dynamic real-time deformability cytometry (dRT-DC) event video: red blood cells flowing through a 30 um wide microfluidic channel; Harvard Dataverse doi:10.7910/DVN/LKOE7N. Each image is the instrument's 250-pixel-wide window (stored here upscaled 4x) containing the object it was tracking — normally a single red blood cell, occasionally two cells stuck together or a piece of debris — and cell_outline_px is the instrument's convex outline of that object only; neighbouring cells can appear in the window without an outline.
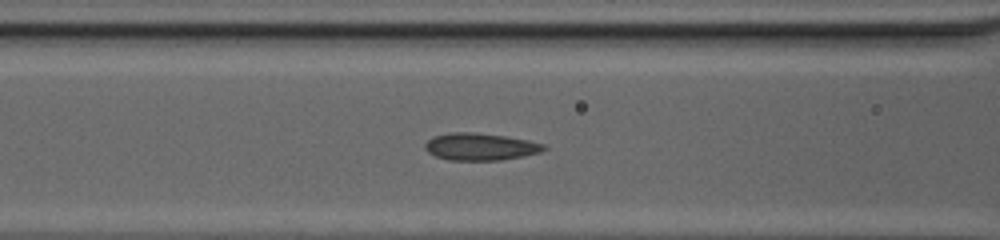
{"species": "common noctule bat (a hibernating species)", "species_latin": "Nyctalus noctula", "temperature_condition": "cold", "stored_images_in_passage": 17, "camera_frame_rate_fps": 3000, "um_per_image_px": 0.085, "animal": {"sex": "female", "body_mass_g": 20.0, "forearm_length_mm": 54.0}, "frame": {"image": 1, "passage_image": 12, "time_ms": 3.667, "image_size_px": [1000, 240], "cell_outline_px": [[548, 148], [540, 152], [524, 156], [500, 160], [448, 160], [436, 156], [428, 152], [424, 148], [424, 144], [432, 136], [448, 132], [472, 132], [504, 136], [528, 140], [544, 144]], "centroid_in_image_um": [40.8, 12.46], "position_along_channel_um": 125.8, "area_um2": 18.9}}
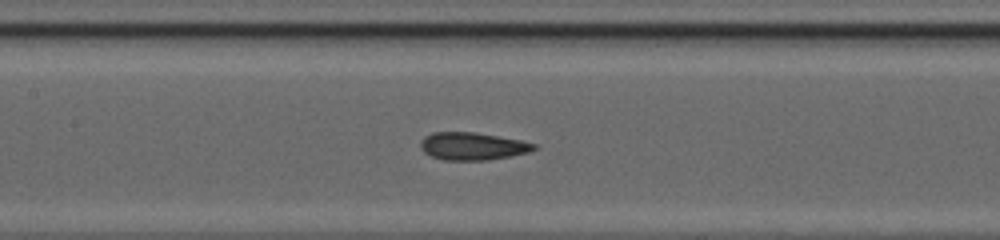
{"frame": {"image": 2, "passage_image": 15, "time_ms": 4.667, "image_size_px": [1000, 240], "cell_outline_px": [[536, 148], [532, 152], [512, 156], [488, 160], [444, 160], [432, 156], [424, 152], [420, 148], [420, 140], [424, 136], [432, 132], [472, 132], [520, 140], [536, 144]], "centroid_in_image_um": [40.16, 12.43], "position_along_channel_um": 167.2, "area_um2": 18.32}}